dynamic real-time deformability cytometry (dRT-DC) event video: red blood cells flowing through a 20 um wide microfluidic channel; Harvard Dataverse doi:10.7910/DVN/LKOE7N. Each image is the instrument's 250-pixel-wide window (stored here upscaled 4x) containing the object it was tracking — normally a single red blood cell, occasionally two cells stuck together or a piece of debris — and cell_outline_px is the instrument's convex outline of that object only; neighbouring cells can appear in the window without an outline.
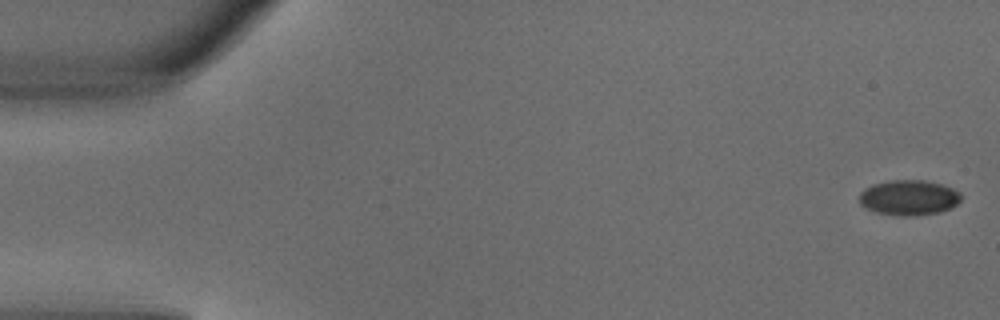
{"species": "common noctule bat (a hibernating species)", "species_latin": "Nyctalus noctula", "temperature_condition": "warm", "stored_images_in_passage": 4, "camera_frame_rate_fps": 3000, "um_per_image_px": 0.085, "animal": {"sex": "male", "body_mass_g": 18.8}, "frame": {"image": 1, "passage_image": 1, "time_ms": 0.0, "image_size_px": [1000, 320], "cell_outline_px": [[960, 200], [956, 204], [940, 212], [916, 216], [900, 216], [876, 212], [864, 208], [860, 204], [860, 192], [864, 188], [872, 184], [892, 180], [924, 180], [940, 184], [952, 188], [960, 192]], "centroid_in_image_um": [77.22, 16.8], "position_along_channel_um": 7.8, "area_um2": 20.92}}
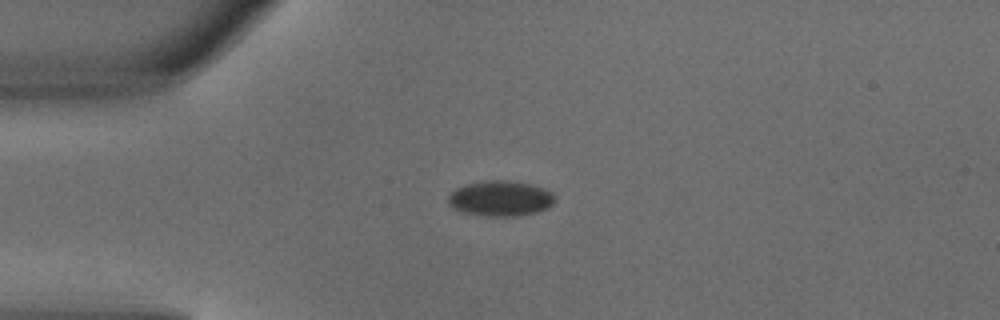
{"frame": {"image": 2, "passage_image": 4, "time_ms": 1.0, "image_size_px": [1000, 320], "cell_outline_px": [[556, 200], [548, 208], [536, 212], [516, 216], [492, 216], [464, 212], [452, 208], [448, 204], [448, 196], [456, 188], [464, 184], [488, 180], [508, 180], [532, 184], [544, 188], [552, 192], [556, 196]], "centroid_in_image_um": [42.56, 16.85], "position_along_channel_um": 42.4, "area_um2": 22.14}}